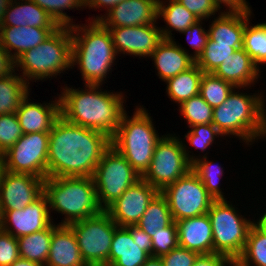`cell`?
<instances>
[{"label":"cell","mask_w":266,"mask_h":266,"mask_svg":"<svg viewBox=\"0 0 266 266\" xmlns=\"http://www.w3.org/2000/svg\"><path fill=\"white\" fill-rule=\"evenodd\" d=\"M10 266H44L40 263L30 261L24 258L19 257L13 264Z\"/></svg>","instance_id":"cell-52"},{"label":"cell","mask_w":266,"mask_h":266,"mask_svg":"<svg viewBox=\"0 0 266 266\" xmlns=\"http://www.w3.org/2000/svg\"><path fill=\"white\" fill-rule=\"evenodd\" d=\"M72 33L69 26H60L44 42L25 51L15 60V70L29 81L44 80L72 69ZM19 67V69H18Z\"/></svg>","instance_id":"cell-6"},{"label":"cell","mask_w":266,"mask_h":266,"mask_svg":"<svg viewBox=\"0 0 266 266\" xmlns=\"http://www.w3.org/2000/svg\"><path fill=\"white\" fill-rule=\"evenodd\" d=\"M87 266L109 265L112 238L118 225L103 210L100 214L69 224Z\"/></svg>","instance_id":"cell-11"},{"label":"cell","mask_w":266,"mask_h":266,"mask_svg":"<svg viewBox=\"0 0 266 266\" xmlns=\"http://www.w3.org/2000/svg\"><path fill=\"white\" fill-rule=\"evenodd\" d=\"M84 86L85 90L63 87L59 94L61 116L71 124L103 132L112 138L126 113L123 92L102 91L100 84Z\"/></svg>","instance_id":"cell-2"},{"label":"cell","mask_w":266,"mask_h":266,"mask_svg":"<svg viewBox=\"0 0 266 266\" xmlns=\"http://www.w3.org/2000/svg\"><path fill=\"white\" fill-rule=\"evenodd\" d=\"M49 132L23 134L2 154L6 171L47 178Z\"/></svg>","instance_id":"cell-13"},{"label":"cell","mask_w":266,"mask_h":266,"mask_svg":"<svg viewBox=\"0 0 266 266\" xmlns=\"http://www.w3.org/2000/svg\"><path fill=\"white\" fill-rule=\"evenodd\" d=\"M189 152L180 136L178 138L175 133L163 135L156 143L152 161L141 178L161 192L192 169V163L199 157Z\"/></svg>","instance_id":"cell-8"},{"label":"cell","mask_w":266,"mask_h":266,"mask_svg":"<svg viewBox=\"0 0 266 266\" xmlns=\"http://www.w3.org/2000/svg\"><path fill=\"white\" fill-rule=\"evenodd\" d=\"M235 87L215 76L213 73H203L200 82V95L212 108L220 106L227 100L228 95Z\"/></svg>","instance_id":"cell-36"},{"label":"cell","mask_w":266,"mask_h":266,"mask_svg":"<svg viewBox=\"0 0 266 266\" xmlns=\"http://www.w3.org/2000/svg\"><path fill=\"white\" fill-rule=\"evenodd\" d=\"M207 157V153L203 157L199 155V158L192 163V171L198 176L214 200L227 199L219 185L221 176L224 175L223 168L221 164L207 160Z\"/></svg>","instance_id":"cell-34"},{"label":"cell","mask_w":266,"mask_h":266,"mask_svg":"<svg viewBox=\"0 0 266 266\" xmlns=\"http://www.w3.org/2000/svg\"><path fill=\"white\" fill-rule=\"evenodd\" d=\"M146 108L138 106L130 117L126 112L111 138V146L121 153L134 170L142 177L152 161L159 137L150 113Z\"/></svg>","instance_id":"cell-7"},{"label":"cell","mask_w":266,"mask_h":266,"mask_svg":"<svg viewBox=\"0 0 266 266\" xmlns=\"http://www.w3.org/2000/svg\"><path fill=\"white\" fill-rule=\"evenodd\" d=\"M125 228L130 232L133 240H137L140 245H152L151 237L137 225H128Z\"/></svg>","instance_id":"cell-50"},{"label":"cell","mask_w":266,"mask_h":266,"mask_svg":"<svg viewBox=\"0 0 266 266\" xmlns=\"http://www.w3.org/2000/svg\"><path fill=\"white\" fill-rule=\"evenodd\" d=\"M202 21L203 19H199L186 30L181 32L184 35L187 34L188 43H190V46L195 49L193 52L194 54H190L195 60L203 52L209 39L208 31L201 25L203 23Z\"/></svg>","instance_id":"cell-43"},{"label":"cell","mask_w":266,"mask_h":266,"mask_svg":"<svg viewBox=\"0 0 266 266\" xmlns=\"http://www.w3.org/2000/svg\"><path fill=\"white\" fill-rule=\"evenodd\" d=\"M160 17L167 26L163 28L159 27V29L162 38L167 40H174L171 33L173 30L181 33L199 20L177 0H158L157 18L160 19Z\"/></svg>","instance_id":"cell-28"},{"label":"cell","mask_w":266,"mask_h":266,"mask_svg":"<svg viewBox=\"0 0 266 266\" xmlns=\"http://www.w3.org/2000/svg\"><path fill=\"white\" fill-rule=\"evenodd\" d=\"M226 199L214 200L207 212L213 231V253L236 261L242 254L247 234L254 221L238 213Z\"/></svg>","instance_id":"cell-9"},{"label":"cell","mask_w":266,"mask_h":266,"mask_svg":"<svg viewBox=\"0 0 266 266\" xmlns=\"http://www.w3.org/2000/svg\"><path fill=\"white\" fill-rule=\"evenodd\" d=\"M158 193L155 187L141 178L105 211L119 227L136 225Z\"/></svg>","instance_id":"cell-14"},{"label":"cell","mask_w":266,"mask_h":266,"mask_svg":"<svg viewBox=\"0 0 266 266\" xmlns=\"http://www.w3.org/2000/svg\"><path fill=\"white\" fill-rule=\"evenodd\" d=\"M262 216L254 222V224L266 235V212L261 214Z\"/></svg>","instance_id":"cell-54"},{"label":"cell","mask_w":266,"mask_h":266,"mask_svg":"<svg viewBox=\"0 0 266 266\" xmlns=\"http://www.w3.org/2000/svg\"><path fill=\"white\" fill-rule=\"evenodd\" d=\"M172 222L173 218L167 200L159 192L149 203L136 225L151 237L158 229L169 226Z\"/></svg>","instance_id":"cell-32"},{"label":"cell","mask_w":266,"mask_h":266,"mask_svg":"<svg viewBox=\"0 0 266 266\" xmlns=\"http://www.w3.org/2000/svg\"><path fill=\"white\" fill-rule=\"evenodd\" d=\"M203 71L194 64L188 70L179 73L173 78L168 79L166 83V93L168 98L179 106L193 96L200 93V82Z\"/></svg>","instance_id":"cell-29"},{"label":"cell","mask_w":266,"mask_h":266,"mask_svg":"<svg viewBox=\"0 0 266 266\" xmlns=\"http://www.w3.org/2000/svg\"><path fill=\"white\" fill-rule=\"evenodd\" d=\"M55 30L29 26H0V44L16 60L25 51L37 47L48 39Z\"/></svg>","instance_id":"cell-26"},{"label":"cell","mask_w":266,"mask_h":266,"mask_svg":"<svg viewBox=\"0 0 266 266\" xmlns=\"http://www.w3.org/2000/svg\"><path fill=\"white\" fill-rule=\"evenodd\" d=\"M44 9L59 26H72L73 18L68 16L65 9L80 10L85 7V0H31ZM64 11V12H63Z\"/></svg>","instance_id":"cell-39"},{"label":"cell","mask_w":266,"mask_h":266,"mask_svg":"<svg viewBox=\"0 0 266 266\" xmlns=\"http://www.w3.org/2000/svg\"><path fill=\"white\" fill-rule=\"evenodd\" d=\"M208 34L216 44H232L235 50L243 48L246 12H220L212 20Z\"/></svg>","instance_id":"cell-27"},{"label":"cell","mask_w":266,"mask_h":266,"mask_svg":"<svg viewBox=\"0 0 266 266\" xmlns=\"http://www.w3.org/2000/svg\"><path fill=\"white\" fill-rule=\"evenodd\" d=\"M4 171H5L4 161L2 155H0V182Z\"/></svg>","instance_id":"cell-56"},{"label":"cell","mask_w":266,"mask_h":266,"mask_svg":"<svg viewBox=\"0 0 266 266\" xmlns=\"http://www.w3.org/2000/svg\"><path fill=\"white\" fill-rule=\"evenodd\" d=\"M253 59L241 48L220 64L213 74L231 83L235 88H249L258 81L260 69Z\"/></svg>","instance_id":"cell-22"},{"label":"cell","mask_w":266,"mask_h":266,"mask_svg":"<svg viewBox=\"0 0 266 266\" xmlns=\"http://www.w3.org/2000/svg\"><path fill=\"white\" fill-rule=\"evenodd\" d=\"M20 1H11L0 26H29L42 29H57L60 27L44 9L33 1Z\"/></svg>","instance_id":"cell-25"},{"label":"cell","mask_w":266,"mask_h":266,"mask_svg":"<svg viewBox=\"0 0 266 266\" xmlns=\"http://www.w3.org/2000/svg\"><path fill=\"white\" fill-rule=\"evenodd\" d=\"M52 220L47 196L42 193L21 210L4 211L2 230L20 238L46 229L54 223Z\"/></svg>","instance_id":"cell-16"},{"label":"cell","mask_w":266,"mask_h":266,"mask_svg":"<svg viewBox=\"0 0 266 266\" xmlns=\"http://www.w3.org/2000/svg\"><path fill=\"white\" fill-rule=\"evenodd\" d=\"M189 128L191 129H189L185 138L194 148L201 149L202 153L214 143L216 136L223 138V135L212 123L195 125Z\"/></svg>","instance_id":"cell-42"},{"label":"cell","mask_w":266,"mask_h":266,"mask_svg":"<svg viewBox=\"0 0 266 266\" xmlns=\"http://www.w3.org/2000/svg\"><path fill=\"white\" fill-rule=\"evenodd\" d=\"M189 54L176 41L163 39L149 57L154 61L159 79L166 82L195 64V59Z\"/></svg>","instance_id":"cell-20"},{"label":"cell","mask_w":266,"mask_h":266,"mask_svg":"<svg viewBox=\"0 0 266 266\" xmlns=\"http://www.w3.org/2000/svg\"><path fill=\"white\" fill-rule=\"evenodd\" d=\"M3 220H4V211H3V207L0 203V229H2Z\"/></svg>","instance_id":"cell-57"},{"label":"cell","mask_w":266,"mask_h":266,"mask_svg":"<svg viewBox=\"0 0 266 266\" xmlns=\"http://www.w3.org/2000/svg\"><path fill=\"white\" fill-rule=\"evenodd\" d=\"M45 266H87L69 225H58L53 230Z\"/></svg>","instance_id":"cell-24"},{"label":"cell","mask_w":266,"mask_h":266,"mask_svg":"<svg viewBox=\"0 0 266 266\" xmlns=\"http://www.w3.org/2000/svg\"><path fill=\"white\" fill-rule=\"evenodd\" d=\"M178 244L200 254L213 253V231L208 214L176 221Z\"/></svg>","instance_id":"cell-21"},{"label":"cell","mask_w":266,"mask_h":266,"mask_svg":"<svg viewBox=\"0 0 266 266\" xmlns=\"http://www.w3.org/2000/svg\"><path fill=\"white\" fill-rule=\"evenodd\" d=\"M142 266H164L160 257L150 256Z\"/></svg>","instance_id":"cell-53"},{"label":"cell","mask_w":266,"mask_h":266,"mask_svg":"<svg viewBox=\"0 0 266 266\" xmlns=\"http://www.w3.org/2000/svg\"><path fill=\"white\" fill-rule=\"evenodd\" d=\"M198 255L197 252L178 245L175 249H172L169 253L162 255L160 258L164 266H193Z\"/></svg>","instance_id":"cell-45"},{"label":"cell","mask_w":266,"mask_h":266,"mask_svg":"<svg viewBox=\"0 0 266 266\" xmlns=\"http://www.w3.org/2000/svg\"><path fill=\"white\" fill-rule=\"evenodd\" d=\"M189 12H192L198 19H209L216 12L220 11L213 0H177Z\"/></svg>","instance_id":"cell-46"},{"label":"cell","mask_w":266,"mask_h":266,"mask_svg":"<svg viewBox=\"0 0 266 266\" xmlns=\"http://www.w3.org/2000/svg\"><path fill=\"white\" fill-rule=\"evenodd\" d=\"M58 225L53 223L46 229L17 238L20 257L45 266L49 255L52 233Z\"/></svg>","instance_id":"cell-30"},{"label":"cell","mask_w":266,"mask_h":266,"mask_svg":"<svg viewBox=\"0 0 266 266\" xmlns=\"http://www.w3.org/2000/svg\"><path fill=\"white\" fill-rule=\"evenodd\" d=\"M230 266H241L237 261H234Z\"/></svg>","instance_id":"cell-58"},{"label":"cell","mask_w":266,"mask_h":266,"mask_svg":"<svg viewBox=\"0 0 266 266\" xmlns=\"http://www.w3.org/2000/svg\"><path fill=\"white\" fill-rule=\"evenodd\" d=\"M116 54L149 58L157 45L163 40L156 24L133 27L108 28Z\"/></svg>","instance_id":"cell-17"},{"label":"cell","mask_w":266,"mask_h":266,"mask_svg":"<svg viewBox=\"0 0 266 266\" xmlns=\"http://www.w3.org/2000/svg\"><path fill=\"white\" fill-rule=\"evenodd\" d=\"M236 261L241 266H266V235L255 224L250 227L245 248Z\"/></svg>","instance_id":"cell-35"},{"label":"cell","mask_w":266,"mask_h":266,"mask_svg":"<svg viewBox=\"0 0 266 266\" xmlns=\"http://www.w3.org/2000/svg\"><path fill=\"white\" fill-rule=\"evenodd\" d=\"M23 134L16 113L0 115V155L12 147Z\"/></svg>","instance_id":"cell-40"},{"label":"cell","mask_w":266,"mask_h":266,"mask_svg":"<svg viewBox=\"0 0 266 266\" xmlns=\"http://www.w3.org/2000/svg\"><path fill=\"white\" fill-rule=\"evenodd\" d=\"M181 115L187 121L188 126L211 124L213 108L206 103L200 94L191 97L179 105Z\"/></svg>","instance_id":"cell-38"},{"label":"cell","mask_w":266,"mask_h":266,"mask_svg":"<svg viewBox=\"0 0 266 266\" xmlns=\"http://www.w3.org/2000/svg\"><path fill=\"white\" fill-rule=\"evenodd\" d=\"M30 93L22 100L16 111L20 126L24 134L50 132L55 122L61 116L60 97L43 104L33 102ZM32 102H30V101Z\"/></svg>","instance_id":"cell-19"},{"label":"cell","mask_w":266,"mask_h":266,"mask_svg":"<svg viewBox=\"0 0 266 266\" xmlns=\"http://www.w3.org/2000/svg\"><path fill=\"white\" fill-rule=\"evenodd\" d=\"M235 51L232 44H216L209 38L203 52L195 60V64L204 73H213Z\"/></svg>","instance_id":"cell-37"},{"label":"cell","mask_w":266,"mask_h":266,"mask_svg":"<svg viewBox=\"0 0 266 266\" xmlns=\"http://www.w3.org/2000/svg\"><path fill=\"white\" fill-rule=\"evenodd\" d=\"M124 0H85V8L99 9L105 8L104 10L108 12L116 4ZM107 9V10H106Z\"/></svg>","instance_id":"cell-51"},{"label":"cell","mask_w":266,"mask_h":266,"mask_svg":"<svg viewBox=\"0 0 266 266\" xmlns=\"http://www.w3.org/2000/svg\"><path fill=\"white\" fill-rule=\"evenodd\" d=\"M234 261L223 254H200L195 259L193 266H230Z\"/></svg>","instance_id":"cell-47"},{"label":"cell","mask_w":266,"mask_h":266,"mask_svg":"<svg viewBox=\"0 0 266 266\" xmlns=\"http://www.w3.org/2000/svg\"><path fill=\"white\" fill-rule=\"evenodd\" d=\"M252 11H246L243 49L259 67L266 64V23L250 25Z\"/></svg>","instance_id":"cell-33"},{"label":"cell","mask_w":266,"mask_h":266,"mask_svg":"<svg viewBox=\"0 0 266 266\" xmlns=\"http://www.w3.org/2000/svg\"><path fill=\"white\" fill-rule=\"evenodd\" d=\"M111 138L103 132L74 125L62 116L49 132L47 177H92Z\"/></svg>","instance_id":"cell-1"},{"label":"cell","mask_w":266,"mask_h":266,"mask_svg":"<svg viewBox=\"0 0 266 266\" xmlns=\"http://www.w3.org/2000/svg\"><path fill=\"white\" fill-rule=\"evenodd\" d=\"M43 178L4 171L0 182V203L3 211L21 210L43 193Z\"/></svg>","instance_id":"cell-15"},{"label":"cell","mask_w":266,"mask_h":266,"mask_svg":"<svg viewBox=\"0 0 266 266\" xmlns=\"http://www.w3.org/2000/svg\"><path fill=\"white\" fill-rule=\"evenodd\" d=\"M152 241V256L161 257L175 249L178 244L177 224L173 221L169 226L158 229L151 236Z\"/></svg>","instance_id":"cell-41"},{"label":"cell","mask_w":266,"mask_h":266,"mask_svg":"<svg viewBox=\"0 0 266 266\" xmlns=\"http://www.w3.org/2000/svg\"><path fill=\"white\" fill-rule=\"evenodd\" d=\"M19 257L17 238L0 229V266H10Z\"/></svg>","instance_id":"cell-44"},{"label":"cell","mask_w":266,"mask_h":266,"mask_svg":"<svg viewBox=\"0 0 266 266\" xmlns=\"http://www.w3.org/2000/svg\"><path fill=\"white\" fill-rule=\"evenodd\" d=\"M92 178L98 203L103 210L141 179L127 159L113 146L104 152Z\"/></svg>","instance_id":"cell-10"},{"label":"cell","mask_w":266,"mask_h":266,"mask_svg":"<svg viewBox=\"0 0 266 266\" xmlns=\"http://www.w3.org/2000/svg\"><path fill=\"white\" fill-rule=\"evenodd\" d=\"M70 30L72 68L77 65L85 84L103 85L118 56L109 29L99 21H90L84 25L74 23Z\"/></svg>","instance_id":"cell-3"},{"label":"cell","mask_w":266,"mask_h":266,"mask_svg":"<svg viewBox=\"0 0 266 266\" xmlns=\"http://www.w3.org/2000/svg\"><path fill=\"white\" fill-rule=\"evenodd\" d=\"M236 89L241 88H234L226 101L213 108L212 124L223 137L233 135L248 145L255 140L266 139L264 93L243 94L239 90L235 92Z\"/></svg>","instance_id":"cell-4"},{"label":"cell","mask_w":266,"mask_h":266,"mask_svg":"<svg viewBox=\"0 0 266 266\" xmlns=\"http://www.w3.org/2000/svg\"><path fill=\"white\" fill-rule=\"evenodd\" d=\"M157 3L158 0H124L106 15L91 17V21H99L106 28L157 24Z\"/></svg>","instance_id":"cell-18"},{"label":"cell","mask_w":266,"mask_h":266,"mask_svg":"<svg viewBox=\"0 0 266 266\" xmlns=\"http://www.w3.org/2000/svg\"><path fill=\"white\" fill-rule=\"evenodd\" d=\"M15 70V60L0 44V78L5 77Z\"/></svg>","instance_id":"cell-49"},{"label":"cell","mask_w":266,"mask_h":266,"mask_svg":"<svg viewBox=\"0 0 266 266\" xmlns=\"http://www.w3.org/2000/svg\"><path fill=\"white\" fill-rule=\"evenodd\" d=\"M15 71L0 78V115L16 113L30 93L29 84Z\"/></svg>","instance_id":"cell-31"},{"label":"cell","mask_w":266,"mask_h":266,"mask_svg":"<svg viewBox=\"0 0 266 266\" xmlns=\"http://www.w3.org/2000/svg\"><path fill=\"white\" fill-rule=\"evenodd\" d=\"M43 193L47 196L50 212L65 214L59 225H69L103 211L92 177H47L43 182Z\"/></svg>","instance_id":"cell-5"},{"label":"cell","mask_w":266,"mask_h":266,"mask_svg":"<svg viewBox=\"0 0 266 266\" xmlns=\"http://www.w3.org/2000/svg\"><path fill=\"white\" fill-rule=\"evenodd\" d=\"M12 0H0V25L4 19L5 12L7 11L8 5Z\"/></svg>","instance_id":"cell-55"},{"label":"cell","mask_w":266,"mask_h":266,"mask_svg":"<svg viewBox=\"0 0 266 266\" xmlns=\"http://www.w3.org/2000/svg\"><path fill=\"white\" fill-rule=\"evenodd\" d=\"M214 4L220 10L221 5L227 6L226 12H246L252 10L246 0H213Z\"/></svg>","instance_id":"cell-48"},{"label":"cell","mask_w":266,"mask_h":266,"mask_svg":"<svg viewBox=\"0 0 266 266\" xmlns=\"http://www.w3.org/2000/svg\"><path fill=\"white\" fill-rule=\"evenodd\" d=\"M152 256V245H140L125 227L115 229L109 253V265L142 266Z\"/></svg>","instance_id":"cell-23"},{"label":"cell","mask_w":266,"mask_h":266,"mask_svg":"<svg viewBox=\"0 0 266 266\" xmlns=\"http://www.w3.org/2000/svg\"><path fill=\"white\" fill-rule=\"evenodd\" d=\"M161 194L166 198L175 222L206 214L214 201L192 169L165 187Z\"/></svg>","instance_id":"cell-12"}]
</instances>
